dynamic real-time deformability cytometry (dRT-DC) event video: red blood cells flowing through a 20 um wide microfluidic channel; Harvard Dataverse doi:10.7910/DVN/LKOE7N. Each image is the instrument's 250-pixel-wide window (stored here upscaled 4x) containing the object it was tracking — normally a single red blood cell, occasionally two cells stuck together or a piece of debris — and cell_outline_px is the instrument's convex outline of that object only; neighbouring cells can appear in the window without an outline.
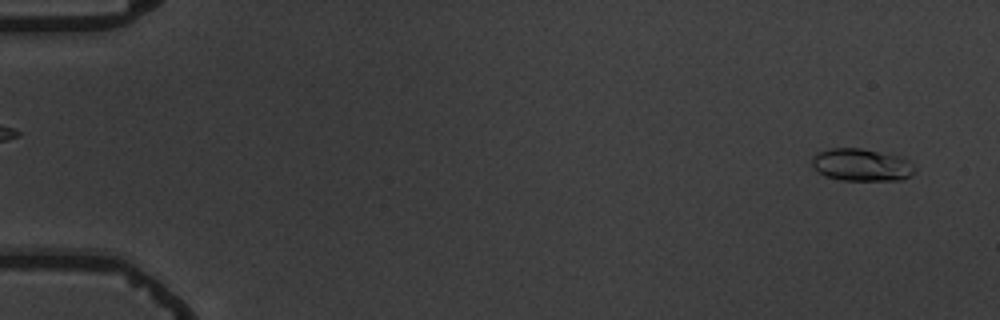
{"species": "common noctule bat (a hibernating species)", "species_latin": "Nyctalus noctula", "temperature_condition": "warm", "stored_images_in_passage": 6, "segment_of_instrument_passage": [2, 2], "camera_frame_rate_fps": 3000, "um_per_image_px": 0.085, "animal": {"sex": "male", "body_mass_g": 19.5, "forearm_length_mm": 54.6}, "frame": {"image": 1, "passage_image": 6, "time_ms": 6.0, "image_size_px": [1000, 320], "cell_outline_px": [[916, 172], [900, 180], [840, 180], [824, 176], [812, 164], [812, 156], [816, 152], [832, 148], [860, 148], [900, 156], [908, 160], [916, 168]], "centroid_in_image_um": [73.23, 14.01], "position_along_channel_um": 11.8, "area_um2": 19.42}}